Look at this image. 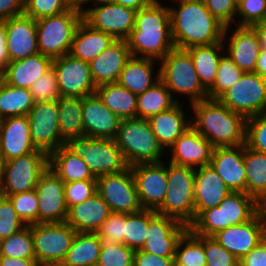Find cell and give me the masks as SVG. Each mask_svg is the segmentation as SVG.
<instances>
[{"mask_svg":"<svg viewBox=\"0 0 266 266\" xmlns=\"http://www.w3.org/2000/svg\"><path fill=\"white\" fill-rule=\"evenodd\" d=\"M82 116L84 136L115 139L121 119L104 105L96 93L83 97Z\"/></svg>","mask_w":266,"mask_h":266,"instance_id":"603a6c76","label":"cell"},{"mask_svg":"<svg viewBox=\"0 0 266 266\" xmlns=\"http://www.w3.org/2000/svg\"><path fill=\"white\" fill-rule=\"evenodd\" d=\"M49 168V155L36 150L4 162L3 196L8 197L35 189L40 176Z\"/></svg>","mask_w":266,"mask_h":266,"instance_id":"7c38bea8","label":"cell"},{"mask_svg":"<svg viewBox=\"0 0 266 266\" xmlns=\"http://www.w3.org/2000/svg\"><path fill=\"white\" fill-rule=\"evenodd\" d=\"M96 181L97 193L111 212L133 214L142 210L130 166L121 172L100 176Z\"/></svg>","mask_w":266,"mask_h":266,"instance_id":"4fadbf2b","label":"cell"},{"mask_svg":"<svg viewBox=\"0 0 266 266\" xmlns=\"http://www.w3.org/2000/svg\"><path fill=\"white\" fill-rule=\"evenodd\" d=\"M76 231L65 221L32 224L36 261L40 266H60Z\"/></svg>","mask_w":266,"mask_h":266,"instance_id":"30bf717a","label":"cell"},{"mask_svg":"<svg viewBox=\"0 0 266 266\" xmlns=\"http://www.w3.org/2000/svg\"><path fill=\"white\" fill-rule=\"evenodd\" d=\"M0 266H40L36 258H13L0 256Z\"/></svg>","mask_w":266,"mask_h":266,"instance_id":"be15d7a7","label":"cell"},{"mask_svg":"<svg viewBox=\"0 0 266 266\" xmlns=\"http://www.w3.org/2000/svg\"><path fill=\"white\" fill-rule=\"evenodd\" d=\"M38 197V223L64 222L68 208L65 198V183L48 168L35 187Z\"/></svg>","mask_w":266,"mask_h":266,"instance_id":"d6986e66","label":"cell"},{"mask_svg":"<svg viewBox=\"0 0 266 266\" xmlns=\"http://www.w3.org/2000/svg\"><path fill=\"white\" fill-rule=\"evenodd\" d=\"M168 7L172 38L176 48L212 45L223 41L225 26L207 9L203 0H175Z\"/></svg>","mask_w":266,"mask_h":266,"instance_id":"7a4b0ae2","label":"cell"},{"mask_svg":"<svg viewBox=\"0 0 266 266\" xmlns=\"http://www.w3.org/2000/svg\"><path fill=\"white\" fill-rule=\"evenodd\" d=\"M173 266H184V265H179V264H173Z\"/></svg>","mask_w":266,"mask_h":266,"instance_id":"753ad0ef","label":"cell"},{"mask_svg":"<svg viewBox=\"0 0 266 266\" xmlns=\"http://www.w3.org/2000/svg\"><path fill=\"white\" fill-rule=\"evenodd\" d=\"M66 145L82 157L95 178L121 172L128 167L115 139L81 136L71 139Z\"/></svg>","mask_w":266,"mask_h":266,"instance_id":"9c48e42d","label":"cell"},{"mask_svg":"<svg viewBox=\"0 0 266 266\" xmlns=\"http://www.w3.org/2000/svg\"><path fill=\"white\" fill-rule=\"evenodd\" d=\"M191 126L215 147L238 146L246 142L247 119L230 110L218 99L191 104Z\"/></svg>","mask_w":266,"mask_h":266,"instance_id":"3957f363","label":"cell"},{"mask_svg":"<svg viewBox=\"0 0 266 266\" xmlns=\"http://www.w3.org/2000/svg\"><path fill=\"white\" fill-rule=\"evenodd\" d=\"M224 47V42L221 41L212 45L193 46L186 49L191 55L199 81L206 91L215 82L218 64L222 57L221 52L225 53Z\"/></svg>","mask_w":266,"mask_h":266,"instance_id":"e575fe53","label":"cell"},{"mask_svg":"<svg viewBox=\"0 0 266 266\" xmlns=\"http://www.w3.org/2000/svg\"><path fill=\"white\" fill-rule=\"evenodd\" d=\"M24 13V0H0V20L10 19Z\"/></svg>","mask_w":266,"mask_h":266,"instance_id":"94428289","label":"cell"},{"mask_svg":"<svg viewBox=\"0 0 266 266\" xmlns=\"http://www.w3.org/2000/svg\"><path fill=\"white\" fill-rule=\"evenodd\" d=\"M102 243L96 233L76 232L67 256L60 266H96Z\"/></svg>","mask_w":266,"mask_h":266,"instance_id":"74e56055","label":"cell"},{"mask_svg":"<svg viewBox=\"0 0 266 266\" xmlns=\"http://www.w3.org/2000/svg\"><path fill=\"white\" fill-rule=\"evenodd\" d=\"M152 131L163 149L171 145L191 127L179 102L169 110L160 112L148 119Z\"/></svg>","mask_w":266,"mask_h":266,"instance_id":"f546056e","label":"cell"},{"mask_svg":"<svg viewBox=\"0 0 266 266\" xmlns=\"http://www.w3.org/2000/svg\"><path fill=\"white\" fill-rule=\"evenodd\" d=\"M49 168L64 183L80 180H96L82 157L73 152L66 144L49 155Z\"/></svg>","mask_w":266,"mask_h":266,"instance_id":"836d02e7","label":"cell"},{"mask_svg":"<svg viewBox=\"0 0 266 266\" xmlns=\"http://www.w3.org/2000/svg\"><path fill=\"white\" fill-rule=\"evenodd\" d=\"M95 93L120 119L137 118V95L118 82L100 85Z\"/></svg>","mask_w":266,"mask_h":266,"instance_id":"d590c367","label":"cell"},{"mask_svg":"<svg viewBox=\"0 0 266 266\" xmlns=\"http://www.w3.org/2000/svg\"><path fill=\"white\" fill-rule=\"evenodd\" d=\"M53 60L41 53L10 61L4 70V81L12 86L30 89L31 84L52 67Z\"/></svg>","mask_w":266,"mask_h":266,"instance_id":"4dcf8cb0","label":"cell"},{"mask_svg":"<svg viewBox=\"0 0 266 266\" xmlns=\"http://www.w3.org/2000/svg\"><path fill=\"white\" fill-rule=\"evenodd\" d=\"M71 0H24V13L34 20L61 14L72 9Z\"/></svg>","mask_w":266,"mask_h":266,"instance_id":"7dc6e473","label":"cell"},{"mask_svg":"<svg viewBox=\"0 0 266 266\" xmlns=\"http://www.w3.org/2000/svg\"><path fill=\"white\" fill-rule=\"evenodd\" d=\"M52 67L57 76L61 96L85 97L96 92L90 64L71 54L54 59Z\"/></svg>","mask_w":266,"mask_h":266,"instance_id":"e0dca14e","label":"cell"},{"mask_svg":"<svg viewBox=\"0 0 266 266\" xmlns=\"http://www.w3.org/2000/svg\"><path fill=\"white\" fill-rule=\"evenodd\" d=\"M17 215L26 225L38 223V197L35 189L8 196Z\"/></svg>","mask_w":266,"mask_h":266,"instance_id":"c3c4849f","label":"cell"},{"mask_svg":"<svg viewBox=\"0 0 266 266\" xmlns=\"http://www.w3.org/2000/svg\"><path fill=\"white\" fill-rule=\"evenodd\" d=\"M206 263L204 236L195 235L188 228L176 244L173 264L184 266H206Z\"/></svg>","mask_w":266,"mask_h":266,"instance_id":"b9f144b4","label":"cell"},{"mask_svg":"<svg viewBox=\"0 0 266 266\" xmlns=\"http://www.w3.org/2000/svg\"><path fill=\"white\" fill-rule=\"evenodd\" d=\"M97 193L96 180H80L65 183V198L67 208L82 203Z\"/></svg>","mask_w":266,"mask_h":266,"instance_id":"9f6ffc18","label":"cell"},{"mask_svg":"<svg viewBox=\"0 0 266 266\" xmlns=\"http://www.w3.org/2000/svg\"><path fill=\"white\" fill-rule=\"evenodd\" d=\"M213 237L240 260L266 238V212L260 209L247 222L220 230Z\"/></svg>","mask_w":266,"mask_h":266,"instance_id":"2e32d148","label":"cell"},{"mask_svg":"<svg viewBox=\"0 0 266 266\" xmlns=\"http://www.w3.org/2000/svg\"><path fill=\"white\" fill-rule=\"evenodd\" d=\"M27 225L17 215L8 197H0V240L8 238Z\"/></svg>","mask_w":266,"mask_h":266,"instance_id":"f907efd6","label":"cell"},{"mask_svg":"<svg viewBox=\"0 0 266 266\" xmlns=\"http://www.w3.org/2000/svg\"><path fill=\"white\" fill-rule=\"evenodd\" d=\"M3 167L4 161L0 158V197L3 196Z\"/></svg>","mask_w":266,"mask_h":266,"instance_id":"89a4df30","label":"cell"},{"mask_svg":"<svg viewBox=\"0 0 266 266\" xmlns=\"http://www.w3.org/2000/svg\"><path fill=\"white\" fill-rule=\"evenodd\" d=\"M34 104L30 89L12 86L5 81L0 85V120L27 116Z\"/></svg>","mask_w":266,"mask_h":266,"instance_id":"60d3db41","label":"cell"},{"mask_svg":"<svg viewBox=\"0 0 266 266\" xmlns=\"http://www.w3.org/2000/svg\"><path fill=\"white\" fill-rule=\"evenodd\" d=\"M170 162L198 168L209 165L214 147L192 126L171 145Z\"/></svg>","mask_w":266,"mask_h":266,"instance_id":"4316f807","label":"cell"},{"mask_svg":"<svg viewBox=\"0 0 266 266\" xmlns=\"http://www.w3.org/2000/svg\"><path fill=\"white\" fill-rule=\"evenodd\" d=\"M57 101L62 140L67 144L73 138L84 136L83 97L61 96Z\"/></svg>","mask_w":266,"mask_h":266,"instance_id":"8d00e7d4","label":"cell"},{"mask_svg":"<svg viewBox=\"0 0 266 266\" xmlns=\"http://www.w3.org/2000/svg\"><path fill=\"white\" fill-rule=\"evenodd\" d=\"M206 266H239V259L222 247L213 236H204Z\"/></svg>","mask_w":266,"mask_h":266,"instance_id":"db71d44e","label":"cell"},{"mask_svg":"<svg viewBox=\"0 0 266 266\" xmlns=\"http://www.w3.org/2000/svg\"><path fill=\"white\" fill-rule=\"evenodd\" d=\"M188 227L174 218L149 210V227L142 251L174 257L176 244Z\"/></svg>","mask_w":266,"mask_h":266,"instance_id":"ffe728a7","label":"cell"},{"mask_svg":"<svg viewBox=\"0 0 266 266\" xmlns=\"http://www.w3.org/2000/svg\"><path fill=\"white\" fill-rule=\"evenodd\" d=\"M149 227V210L125 214V245L133 250L142 249Z\"/></svg>","mask_w":266,"mask_h":266,"instance_id":"f6af8a7d","label":"cell"},{"mask_svg":"<svg viewBox=\"0 0 266 266\" xmlns=\"http://www.w3.org/2000/svg\"><path fill=\"white\" fill-rule=\"evenodd\" d=\"M113 2L138 11L139 9L148 6L153 0H112Z\"/></svg>","mask_w":266,"mask_h":266,"instance_id":"e7e4bbea","label":"cell"},{"mask_svg":"<svg viewBox=\"0 0 266 266\" xmlns=\"http://www.w3.org/2000/svg\"><path fill=\"white\" fill-rule=\"evenodd\" d=\"M244 72L231 60L227 53H222L213 86L207 91L208 99H218L233 86Z\"/></svg>","mask_w":266,"mask_h":266,"instance_id":"ee69618b","label":"cell"},{"mask_svg":"<svg viewBox=\"0 0 266 266\" xmlns=\"http://www.w3.org/2000/svg\"><path fill=\"white\" fill-rule=\"evenodd\" d=\"M239 266H266V238L239 260Z\"/></svg>","mask_w":266,"mask_h":266,"instance_id":"91938a15","label":"cell"},{"mask_svg":"<svg viewBox=\"0 0 266 266\" xmlns=\"http://www.w3.org/2000/svg\"><path fill=\"white\" fill-rule=\"evenodd\" d=\"M245 144L250 149L266 154V113L247 119Z\"/></svg>","mask_w":266,"mask_h":266,"instance_id":"816d5d0a","label":"cell"},{"mask_svg":"<svg viewBox=\"0 0 266 266\" xmlns=\"http://www.w3.org/2000/svg\"><path fill=\"white\" fill-rule=\"evenodd\" d=\"M115 141L128 166L162 162L165 150L159 144L148 119H121Z\"/></svg>","mask_w":266,"mask_h":266,"instance_id":"5b68a950","label":"cell"},{"mask_svg":"<svg viewBox=\"0 0 266 266\" xmlns=\"http://www.w3.org/2000/svg\"><path fill=\"white\" fill-rule=\"evenodd\" d=\"M134 253L125 244L103 242L96 266H133Z\"/></svg>","mask_w":266,"mask_h":266,"instance_id":"bcb514c9","label":"cell"},{"mask_svg":"<svg viewBox=\"0 0 266 266\" xmlns=\"http://www.w3.org/2000/svg\"><path fill=\"white\" fill-rule=\"evenodd\" d=\"M230 192L211 164L195 168L194 220L204 210L218 206Z\"/></svg>","mask_w":266,"mask_h":266,"instance_id":"d4e9b609","label":"cell"},{"mask_svg":"<svg viewBox=\"0 0 266 266\" xmlns=\"http://www.w3.org/2000/svg\"><path fill=\"white\" fill-rule=\"evenodd\" d=\"M9 60L16 61L39 52L36 20L25 14L6 19Z\"/></svg>","mask_w":266,"mask_h":266,"instance_id":"484cf974","label":"cell"},{"mask_svg":"<svg viewBox=\"0 0 266 266\" xmlns=\"http://www.w3.org/2000/svg\"><path fill=\"white\" fill-rule=\"evenodd\" d=\"M126 40H115L90 64L91 77L96 87L117 82L126 62L131 58Z\"/></svg>","mask_w":266,"mask_h":266,"instance_id":"83f0119b","label":"cell"},{"mask_svg":"<svg viewBox=\"0 0 266 266\" xmlns=\"http://www.w3.org/2000/svg\"><path fill=\"white\" fill-rule=\"evenodd\" d=\"M254 28L257 30L260 40L261 47L266 49V18L254 25Z\"/></svg>","mask_w":266,"mask_h":266,"instance_id":"003e7915","label":"cell"},{"mask_svg":"<svg viewBox=\"0 0 266 266\" xmlns=\"http://www.w3.org/2000/svg\"><path fill=\"white\" fill-rule=\"evenodd\" d=\"M238 26H254L266 18V0H238L236 15Z\"/></svg>","mask_w":266,"mask_h":266,"instance_id":"11a10c76","label":"cell"},{"mask_svg":"<svg viewBox=\"0 0 266 266\" xmlns=\"http://www.w3.org/2000/svg\"><path fill=\"white\" fill-rule=\"evenodd\" d=\"M207 9L225 27L235 21L238 0H203Z\"/></svg>","mask_w":266,"mask_h":266,"instance_id":"6f0895ef","label":"cell"},{"mask_svg":"<svg viewBox=\"0 0 266 266\" xmlns=\"http://www.w3.org/2000/svg\"><path fill=\"white\" fill-rule=\"evenodd\" d=\"M130 167L142 209L157 211L163 204L168 186L164 161L139 163Z\"/></svg>","mask_w":266,"mask_h":266,"instance_id":"ac0fdd59","label":"cell"},{"mask_svg":"<svg viewBox=\"0 0 266 266\" xmlns=\"http://www.w3.org/2000/svg\"><path fill=\"white\" fill-rule=\"evenodd\" d=\"M30 92L35 103L55 101L61 97L57 83V76L53 67L31 84Z\"/></svg>","mask_w":266,"mask_h":266,"instance_id":"681fc988","label":"cell"},{"mask_svg":"<svg viewBox=\"0 0 266 266\" xmlns=\"http://www.w3.org/2000/svg\"><path fill=\"white\" fill-rule=\"evenodd\" d=\"M82 20L83 11L78 8L37 19L39 52L52 60L69 54L75 31Z\"/></svg>","mask_w":266,"mask_h":266,"instance_id":"52a82bcc","label":"cell"},{"mask_svg":"<svg viewBox=\"0 0 266 266\" xmlns=\"http://www.w3.org/2000/svg\"><path fill=\"white\" fill-rule=\"evenodd\" d=\"M115 40L112 35L94 29L82 20L75 31L69 54L90 63Z\"/></svg>","mask_w":266,"mask_h":266,"instance_id":"1f68e13d","label":"cell"},{"mask_svg":"<svg viewBox=\"0 0 266 266\" xmlns=\"http://www.w3.org/2000/svg\"><path fill=\"white\" fill-rule=\"evenodd\" d=\"M178 100L174 99L170 90L161 81L137 95V118L149 119L160 112L169 110Z\"/></svg>","mask_w":266,"mask_h":266,"instance_id":"ab89813d","label":"cell"},{"mask_svg":"<svg viewBox=\"0 0 266 266\" xmlns=\"http://www.w3.org/2000/svg\"><path fill=\"white\" fill-rule=\"evenodd\" d=\"M246 169V194L259 204L266 199V154L250 149L244 144Z\"/></svg>","mask_w":266,"mask_h":266,"instance_id":"f35d334b","label":"cell"},{"mask_svg":"<svg viewBox=\"0 0 266 266\" xmlns=\"http://www.w3.org/2000/svg\"><path fill=\"white\" fill-rule=\"evenodd\" d=\"M4 82V69L0 67V85Z\"/></svg>","mask_w":266,"mask_h":266,"instance_id":"2644e50d","label":"cell"},{"mask_svg":"<svg viewBox=\"0 0 266 266\" xmlns=\"http://www.w3.org/2000/svg\"><path fill=\"white\" fill-rule=\"evenodd\" d=\"M160 80L170 93L186 95L192 103L208 99L201 85L193 60L186 49L173 48L161 61Z\"/></svg>","mask_w":266,"mask_h":266,"instance_id":"ba28073f","label":"cell"},{"mask_svg":"<svg viewBox=\"0 0 266 266\" xmlns=\"http://www.w3.org/2000/svg\"><path fill=\"white\" fill-rule=\"evenodd\" d=\"M0 256L13 258H36L32 236V225H27L19 232L1 240Z\"/></svg>","mask_w":266,"mask_h":266,"instance_id":"7bdbcfd3","label":"cell"},{"mask_svg":"<svg viewBox=\"0 0 266 266\" xmlns=\"http://www.w3.org/2000/svg\"><path fill=\"white\" fill-rule=\"evenodd\" d=\"M230 26L223 34L224 48L231 60L245 73L254 72L261 50V40L254 26H238L233 30L229 42L225 44ZM225 39V40H224ZM227 46V47H226Z\"/></svg>","mask_w":266,"mask_h":266,"instance_id":"44dd1931","label":"cell"},{"mask_svg":"<svg viewBox=\"0 0 266 266\" xmlns=\"http://www.w3.org/2000/svg\"><path fill=\"white\" fill-rule=\"evenodd\" d=\"M95 233L102 242L125 244V213L111 212Z\"/></svg>","mask_w":266,"mask_h":266,"instance_id":"f5cc1de1","label":"cell"},{"mask_svg":"<svg viewBox=\"0 0 266 266\" xmlns=\"http://www.w3.org/2000/svg\"><path fill=\"white\" fill-rule=\"evenodd\" d=\"M110 213L108 204L95 193L82 203L69 207L65 222L76 232L95 233Z\"/></svg>","mask_w":266,"mask_h":266,"instance_id":"f1b7e54d","label":"cell"},{"mask_svg":"<svg viewBox=\"0 0 266 266\" xmlns=\"http://www.w3.org/2000/svg\"><path fill=\"white\" fill-rule=\"evenodd\" d=\"M260 204L245 192H230L216 207L204 210L188 227L195 235L213 236L227 227L250 220Z\"/></svg>","mask_w":266,"mask_h":266,"instance_id":"277c9868","label":"cell"},{"mask_svg":"<svg viewBox=\"0 0 266 266\" xmlns=\"http://www.w3.org/2000/svg\"><path fill=\"white\" fill-rule=\"evenodd\" d=\"M260 209H263L266 212V199L260 204Z\"/></svg>","mask_w":266,"mask_h":266,"instance_id":"8c879c8a","label":"cell"},{"mask_svg":"<svg viewBox=\"0 0 266 266\" xmlns=\"http://www.w3.org/2000/svg\"><path fill=\"white\" fill-rule=\"evenodd\" d=\"M154 61L150 58L131 56L117 82L136 95L143 93L160 80V68H158L156 76L153 75Z\"/></svg>","mask_w":266,"mask_h":266,"instance_id":"d6a6232c","label":"cell"},{"mask_svg":"<svg viewBox=\"0 0 266 266\" xmlns=\"http://www.w3.org/2000/svg\"><path fill=\"white\" fill-rule=\"evenodd\" d=\"M95 3L93 8H83V20L94 29L112 35L116 40H125L135 27L137 11L112 0Z\"/></svg>","mask_w":266,"mask_h":266,"instance_id":"5bb4252c","label":"cell"},{"mask_svg":"<svg viewBox=\"0 0 266 266\" xmlns=\"http://www.w3.org/2000/svg\"><path fill=\"white\" fill-rule=\"evenodd\" d=\"M58 101L36 102L27 115L31 142L50 155L66 143L62 140L58 119Z\"/></svg>","mask_w":266,"mask_h":266,"instance_id":"9a60e30c","label":"cell"},{"mask_svg":"<svg viewBox=\"0 0 266 266\" xmlns=\"http://www.w3.org/2000/svg\"><path fill=\"white\" fill-rule=\"evenodd\" d=\"M218 100L246 119L266 113V79L255 72H245Z\"/></svg>","mask_w":266,"mask_h":266,"instance_id":"8fae6325","label":"cell"},{"mask_svg":"<svg viewBox=\"0 0 266 266\" xmlns=\"http://www.w3.org/2000/svg\"><path fill=\"white\" fill-rule=\"evenodd\" d=\"M27 116L0 120V158L6 162L36 151Z\"/></svg>","mask_w":266,"mask_h":266,"instance_id":"7402d4cb","label":"cell"},{"mask_svg":"<svg viewBox=\"0 0 266 266\" xmlns=\"http://www.w3.org/2000/svg\"><path fill=\"white\" fill-rule=\"evenodd\" d=\"M210 164L231 192L246 193L244 144L215 147Z\"/></svg>","mask_w":266,"mask_h":266,"instance_id":"cb8c5ba5","label":"cell"},{"mask_svg":"<svg viewBox=\"0 0 266 266\" xmlns=\"http://www.w3.org/2000/svg\"><path fill=\"white\" fill-rule=\"evenodd\" d=\"M92 1H94V3H95V2H99L101 0H71L73 7L78 8L80 10H83L82 5H84V4L87 5L88 3L92 2Z\"/></svg>","mask_w":266,"mask_h":266,"instance_id":"a7ac6f4b","label":"cell"},{"mask_svg":"<svg viewBox=\"0 0 266 266\" xmlns=\"http://www.w3.org/2000/svg\"><path fill=\"white\" fill-rule=\"evenodd\" d=\"M167 177L166 195L156 212L189 227L194 222L195 168L170 162L167 166Z\"/></svg>","mask_w":266,"mask_h":266,"instance_id":"8992f818","label":"cell"},{"mask_svg":"<svg viewBox=\"0 0 266 266\" xmlns=\"http://www.w3.org/2000/svg\"><path fill=\"white\" fill-rule=\"evenodd\" d=\"M254 72L266 79V49L264 48L260 50Z\"/></svg>","mask_w":266,"mask_h":266,"instance_id":"03108f58","label":"cell"},{"mask_svg":"<svg viewBox=\"0 0 266 266\" xmlns=\"http://www.w3.org/2000/svg\"><path fill=\"white\" fill-rule=\"evenodd\" d=\"M174 257L157 256L141 249L135 250L133 266H173Z\"/></svg>","mask_w":266,"mask_h":266,"instance_id":"680465c9","label":"cell"},{"mask_svg":"<svg viewBox=\"0 0 266 266\" xmlns=\"http://www.w3.org/2000/svg\"><path fill=\"white\" fill-rule=\"evenodd\" d=\"M9 62L10 60L7 47L6 20H0V67L5 70Z\"/></svg>","mask_w":266,"mask_h":266,"instance_id":"6125c7cd","label":"cell"},{"mask_svg":"<svg viewBox=\"0 0 266 266\" xmlns=\"http://www.w3.org/2000/svg\"><path fill=\"white\" fill-rule=\"evenodd\" d=\"M125 40L133 57L160 62L175 48L169 8L153 0L139 9L135 15V27Z\"/></svg>","mask_w":266,"mask_h":266,"instance_id":"6da1fadb","label":"cell"}]
</instances>
